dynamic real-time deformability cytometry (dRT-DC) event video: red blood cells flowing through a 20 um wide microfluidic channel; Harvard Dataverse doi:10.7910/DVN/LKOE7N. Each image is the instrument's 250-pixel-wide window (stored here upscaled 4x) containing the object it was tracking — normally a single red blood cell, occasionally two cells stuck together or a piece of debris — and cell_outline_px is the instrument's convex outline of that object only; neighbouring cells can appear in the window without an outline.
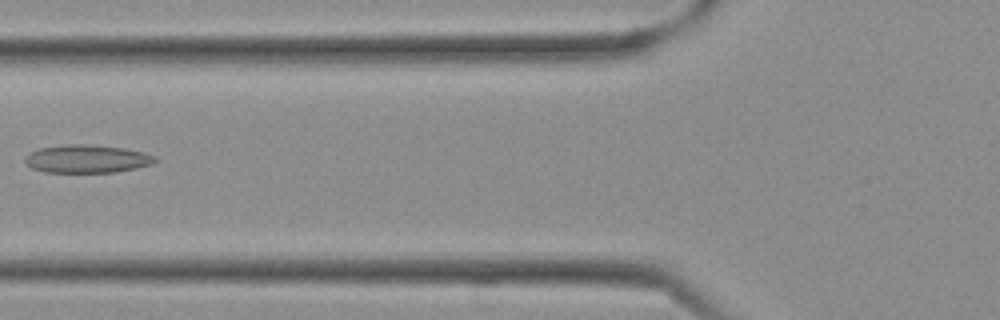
{"species": "Egyptian fruit bat (a non-hibernating species)", "species_latin": "Rousettus aegyptiacus", "temperature_condition": "cold", "stored_images_in_passage": 27, "camera_frame_rate_fps": 3000, "um_per_image_px": 0.085, "frame": {"image": 1, "passage_image": 4, "time_ms": 1.0, "image_size_px": [1000, 320], "cell_outline_px": [[160, 160], [152, 164], [136, 168], [116, 172], [44, 172], [32, 168], [24, 160], [32, 152], [40, 148], [68, 144], [80, 144], [124, 148], [144, 152], [156, 156]], "centroid_in_image_um": [7.46, 13.51], "position_along_channel_um": 118.3, "area_um2": 21.1}}
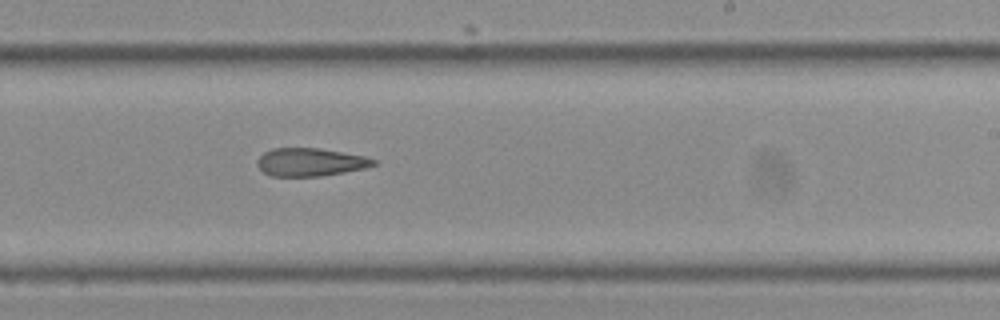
{"frame": {"image": 2, "passage_image": 12, "time_ms": 3.667, "image_size_px": [1000, 320], "cell_outline_px": [[376, 164], [368, 168], [320, 176], [272, 176], [264, 172], [256, 164], [256, 160], [264, 152], [272, 148], [320, 148], [364, 156], [376, 160]], "centroid_in_image_um": [26.38, 13.78], "position_along_channel_um": 262.6, "area_um2": 19.02}}
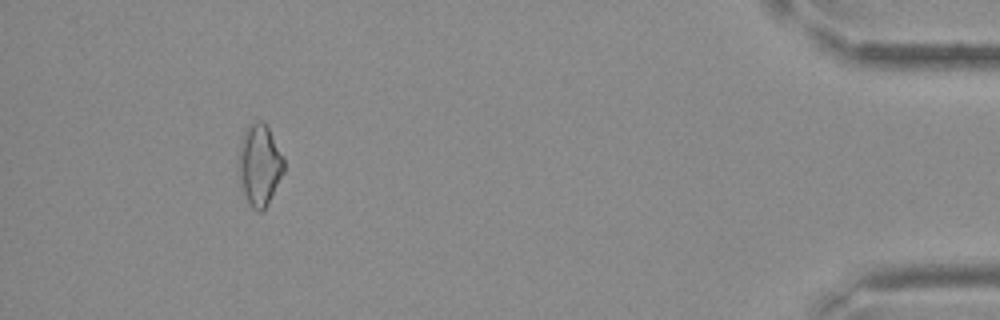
{"frame": {"image": 3, "passage_image": 24, "time_ms": 7.667, "image_size_px": [1000, 320], "cell_outline_px": [[284, 172], [264, 212], [256, 212], [248, 204], [240, 188], [236, 172], [236, 160], [240, 140], [248, 124], [256, 120], [264, 120], [284, 156]], "centroid_in_image_um": [22.01, 14.04], "position_along_channel_um": 413.2, "area_um2": 22.66}}